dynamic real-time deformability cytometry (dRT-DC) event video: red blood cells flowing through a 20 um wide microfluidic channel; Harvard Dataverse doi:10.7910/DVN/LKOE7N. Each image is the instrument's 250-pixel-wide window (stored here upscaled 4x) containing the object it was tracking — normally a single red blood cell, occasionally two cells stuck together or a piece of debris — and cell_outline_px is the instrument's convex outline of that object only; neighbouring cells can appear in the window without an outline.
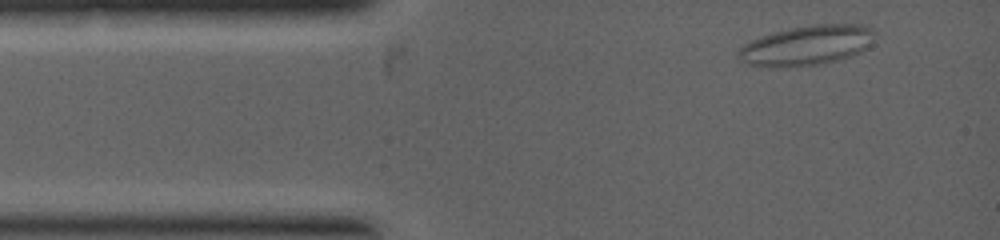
{"species": "common noctule bat (a hibernating species)", "species_latin": "Nyctalus noctula", "temperature_condition": "warm", "stored_images_in_passage": 4, "camera_frame_rate_fps": 5000, "um_per_image_px": 0.085, "animal": {"sex": "female", "body_mass_g": 19.0, "forearm_length_mm": 53.3}, "frame": {"image": 1, "passage_image": 1, "time_ms": 0.0, "image_size_px": [1000, 240], "cell_outline_px": [[872, 32], [864, 48], [860, 52], [852, 56], [836, 60], [816, 64], [748, 64], [736, 56], [736, 52], [740, 48], [752, 40], [760, 36], [792, 28], [816, 24], [860, 24], [872, 28]], "centroid_in_image_um": [68.57, 3.81], "position_along_channel_um": 16.4, "area_um2": 29.94}}
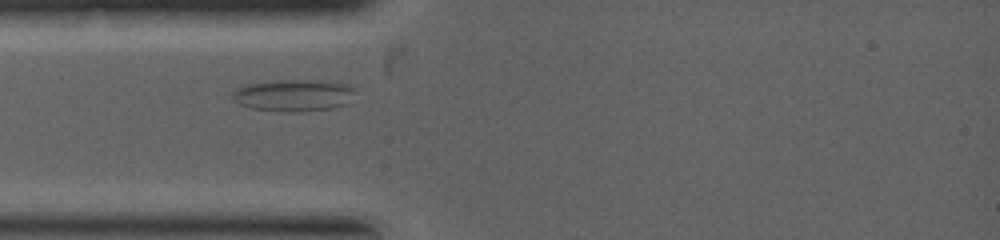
{"frame": {"image": 2, "passage_image": 3, "time_ms": 1.4, "image_size_px": [1000, 240], "cell_outline_px": [[352, 92], [348, 104], [332, 108], [300, 112], [280, 112], [252, 108], [240, 104], [232, 100], [232, 92], [236, 88], [244, 84], [280, 80], [332, 80], [352, 84]], "centroid_in_image_um": [24.95, 8.09], "position_along_channel_um": 60.0, "area_um2": 23.24}}
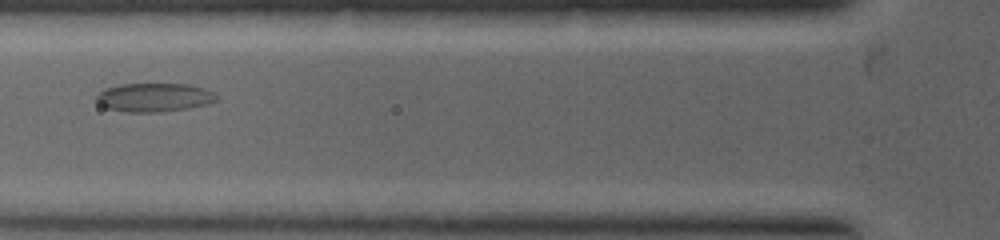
{"frame": {"image": 3, "passage_image": 4, "time_ms": 2.2, "image_size_px": [1000, 240], "cell_outline_px": [[216, 100], [208, 104], [188, 108], [164, 112], [128, 112], [108, 108], [100, 104], [96, 100], [96, 96], [104, 88], [120, 84], [188, 84], [204, 88], [216, 92]], "centroid_in_image_um": [13.12, 8.27], "position_along_channel_um": 112.7, "area_um2": 20.11}}